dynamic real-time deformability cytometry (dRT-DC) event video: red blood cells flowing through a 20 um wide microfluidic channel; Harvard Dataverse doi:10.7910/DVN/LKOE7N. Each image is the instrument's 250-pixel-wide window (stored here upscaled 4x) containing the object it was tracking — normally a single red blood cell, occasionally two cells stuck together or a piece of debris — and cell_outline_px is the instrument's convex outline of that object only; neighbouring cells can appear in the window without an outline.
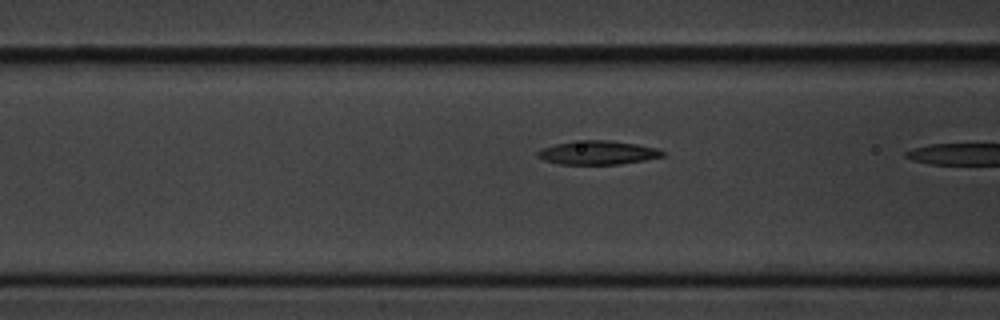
{"species": "common noctule bat (a hibernating species)", "species_latin": "Nyctalus noctula", "temperature_condition": "cold", "stored_images_in_passage": 8, "camera_frame_rate_fps": 3000, "um_per_image_px": 0.085, "animal": {"sex": "male", "body_mass_g": 20.1, "forearm_length_mm": 53.5}, "frame": {"image": 1, "passage_image": 6, "time_ms": 1.667, "image_size_px": [1000, 320], "cell_outline_px": [[664, 156], [644, 160], [620, 164], [556, 164], [544, 160], [536, 156], [536, 152], [544, 148], [556, 144], [572, 140], [608, 140], [636, 144], [660, 148], [664, 152]], "centroid_in_image_um": [50.8, 12.97], "position_along_channel_um": 115.8, "area_um2": 17.4}}